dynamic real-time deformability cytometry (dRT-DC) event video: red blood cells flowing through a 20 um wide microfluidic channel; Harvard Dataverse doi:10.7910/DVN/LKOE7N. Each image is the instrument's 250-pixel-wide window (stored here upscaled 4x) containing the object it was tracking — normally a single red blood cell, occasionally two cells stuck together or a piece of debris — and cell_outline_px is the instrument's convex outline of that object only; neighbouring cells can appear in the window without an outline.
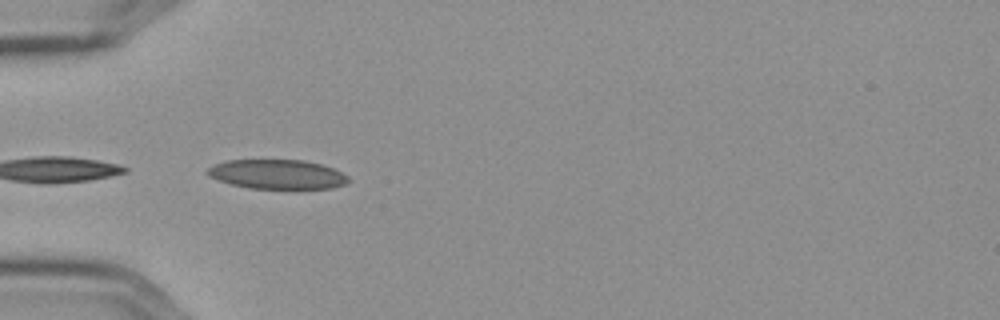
{"species": "Egyptian fruit bat (a non-hibernating species)", "species_latin": "Rousettus aegyptiacus", "temperature_condition": "cold", "stored_images_in_passage": 39, "camera_frame_rate_fps": 3000, "um_per_image_px": 0.085, "frame": {"image": 1, "passage_image": 1, "time_ms": 0.0, "image_size_px": [1000, 320], "cell_outline_px": [[348, 180], [344, 184], [332, 188], [248, 188], [232, 184], [208, 176], [204, 172], [208, 168], [216, 164], [228, 160], [304, 160], [320, 164], [332, 168], [348, 176]], "centroid_in_image_um": [23.54, 14.81], "position_along_channel_um": 61.5, "area_um2": 23.81}}
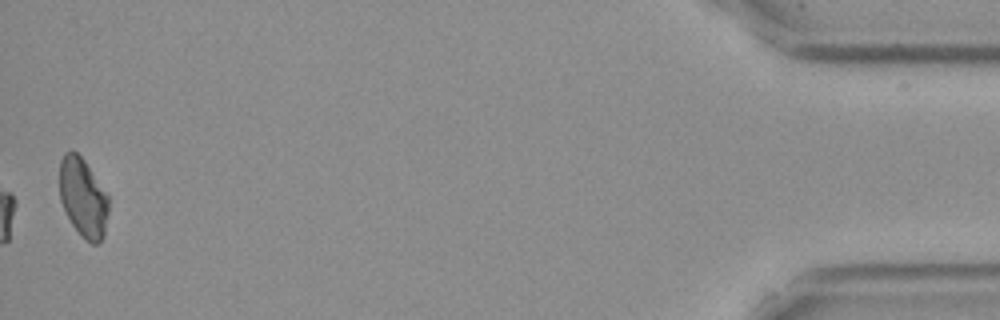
{"frame": {"image": 2, "passage_image": 39, "time_ms": 12.667, "image_size_px": [1000, 320], "cell_outline_px": [[108, 212], [104, 236], [96, 244], [92, 244], [80, 236], [72, 224], [60, 200], [60, 160], [64, 152], [76, 152], [84, 160], [108, 192]], "centroid_in_image_um": [7.08, 16.8], "position_along_channel_um": 428.1, "area_um2": 22.66}}